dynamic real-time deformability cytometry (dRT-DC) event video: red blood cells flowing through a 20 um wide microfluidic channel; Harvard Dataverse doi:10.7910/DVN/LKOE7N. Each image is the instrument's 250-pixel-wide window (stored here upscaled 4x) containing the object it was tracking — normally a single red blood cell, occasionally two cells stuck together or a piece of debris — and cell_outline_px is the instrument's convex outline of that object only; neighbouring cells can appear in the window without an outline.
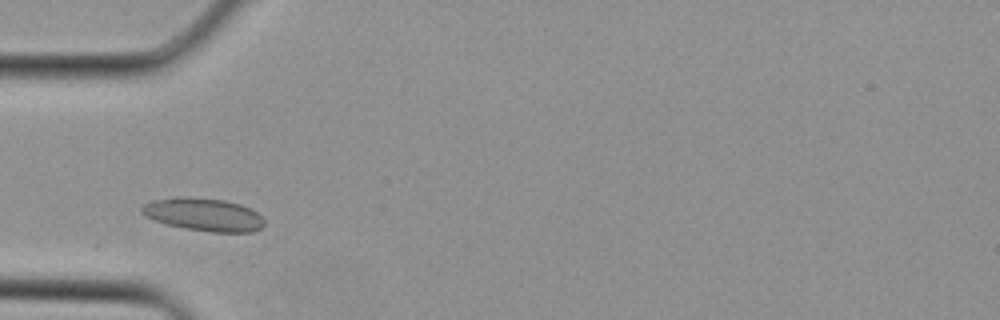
{"species": "Egyptian fruit bat (a non-hibernating species)", "species_latin": "Rousettus aegyptiacus", "temperature_condition": "cold", "stored_images_in_passage": 1, "camera_frame_rate_fps": 3000, "um_per_image_px": 0.085, "animal": {"sex": "female"}, "frame": {"image": 1, "passage_image": 1, "time_ms": 0.0, "image_size_px": [1000, 320], "cell_outline_px": [[264, 224], [260, 228], [252, 232], [212, 232], [164, 224], [140, 212], [140, 208], [144, 204], [152, 200], [176, 196], [188, 196], [224, 200], [240, 204], [256, 212], [264, 220]], "centroid_in_image_um": [17.28, 18.22], "position_along_channel_um": 67.7, "area_um2": 23.41}}